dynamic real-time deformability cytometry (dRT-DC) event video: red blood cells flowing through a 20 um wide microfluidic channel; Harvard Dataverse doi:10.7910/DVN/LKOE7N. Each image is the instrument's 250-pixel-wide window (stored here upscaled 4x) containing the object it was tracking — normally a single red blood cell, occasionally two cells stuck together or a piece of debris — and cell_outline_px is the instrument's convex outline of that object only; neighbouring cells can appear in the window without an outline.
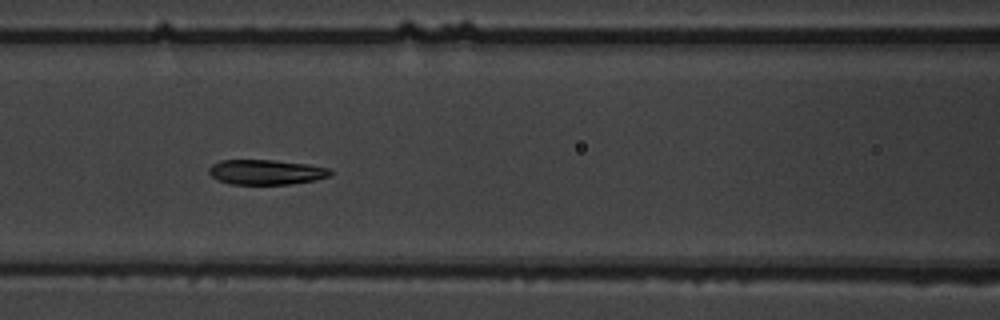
{"species": "common noctule bat (a hibernating species)", "species_latin": "Nyctalus noctula", "temperature_condition": "warm", "stored_images_in_passage": 15, "camera_frame_rate_fps": 3000, "um_per_image_px": 0.085, "animal": {"sex": "male", "body_mass_g": 19.5, "forearm_length_mm": 54.6}, "frame": {"image": 1, "passage_image": 7, "time_ms": 8.0, "image_size_px": [1000, 320], "cell_outline_px": [[332, 176], [316, 180], [292, 184], [228, 184], [216, 180], [208, 172], [208, 168], [212, 164], [220, 160], [272, 160], [308, 164], [328, 168], [332, 172]], "centroid_in_image_um": [22.61, 14.63], "position_along_channel_um": 144.0, "area_um2": 17.86}}
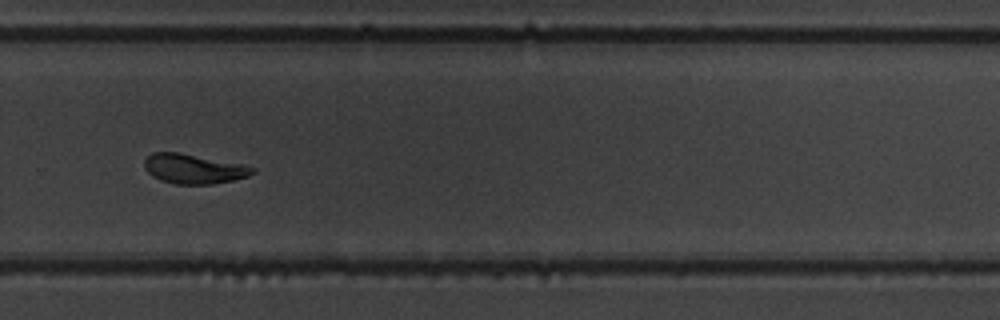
{"frame": {"image": 2, "passage_image": 11, "time_ms": 13.0, "image_size_px": [1000, 320], "cell_outline_px": [[256, 172], [248, 176], [232, 180], [212, 184], [176, 184], [160, 180], [152, 176], [144, 168], [144, 160], [152, 152], [180, 152], [240, 164], [256, 168]], "centroid_in_image_um": [16.43, 14.35], "position_along_channel_um": 313.4, "area_um2": 18.61}}
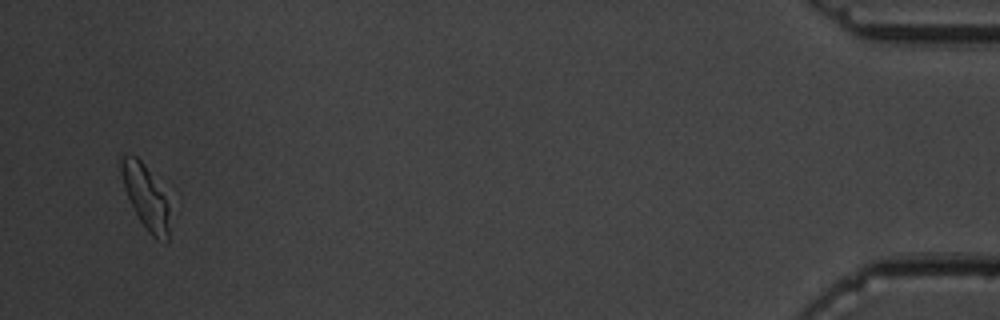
{"frame": {"image": 3, "passage_image": 15, "time_ms": 18.667, "image_size_px": [1000, 320], "cell_outline_px": [[168, 240], [156, 240], [148, 232], [140, 220], [124, 188], [120, 168], [120, 152], [136, 156], [144, 164], [164, 196], [168, 208]], "centroid_in_image_um": [12.33, 16.69], "position_along_channel_um": 422.9, "area_um2": 17.34}, "authors_computed_cell_mechanics": {"area_um2": 18.496, "velocity_mm_per_s": 3.4065, "shape_relaxation_time_tau1_ms": 3.026, "shape_relaxation_time_tau2_ms": 2.5334, "deformation_change_tau1": 0.1661, "deformation_change_tau2": 0.0985}}